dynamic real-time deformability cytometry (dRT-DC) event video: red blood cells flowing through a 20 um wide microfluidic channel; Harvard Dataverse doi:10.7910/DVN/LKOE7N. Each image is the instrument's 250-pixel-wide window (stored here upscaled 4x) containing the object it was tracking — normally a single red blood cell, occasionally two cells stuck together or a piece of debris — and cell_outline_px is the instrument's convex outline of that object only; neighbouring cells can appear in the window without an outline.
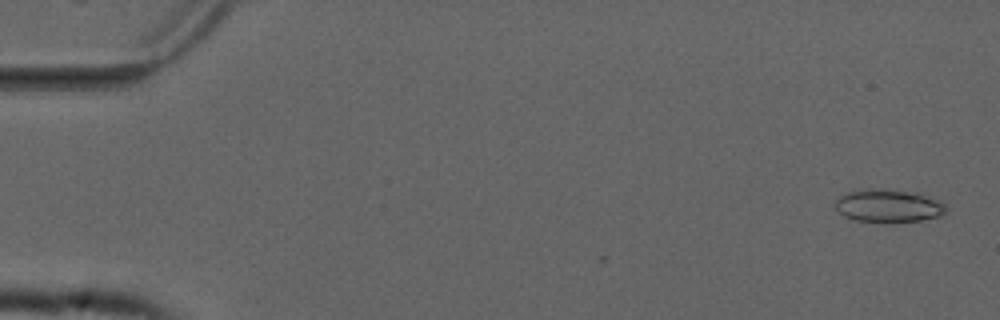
{"species": "common noctule bat (a hibernating species)", "species_latin": "Nyctalus noctula", "temperature_condition": "cold", "stored_images_in_passage": 3, "camera_frame_rate_fps": 3000, "um_per_image_px": 0.085, "animal": {"sex": "male", "forearm_length_mm": 52.5}, "frame": {"image": 1, "passage_image": 3, "time_ms": 0.667, "image_size_px": [1000, 320], "cell_outline_px": [[948, 208], [940, 216], [920, 220], [884, 224], [856, 220], [844, 216], [836, 208], [836, 200], [840, 196], [848, 192], [868, 188], [920, 192], [940, 200]], "centroid_in_image_um": [75.55, 17.51], "position_along_channel_um": 9.4, "area_um2": 21.68}}